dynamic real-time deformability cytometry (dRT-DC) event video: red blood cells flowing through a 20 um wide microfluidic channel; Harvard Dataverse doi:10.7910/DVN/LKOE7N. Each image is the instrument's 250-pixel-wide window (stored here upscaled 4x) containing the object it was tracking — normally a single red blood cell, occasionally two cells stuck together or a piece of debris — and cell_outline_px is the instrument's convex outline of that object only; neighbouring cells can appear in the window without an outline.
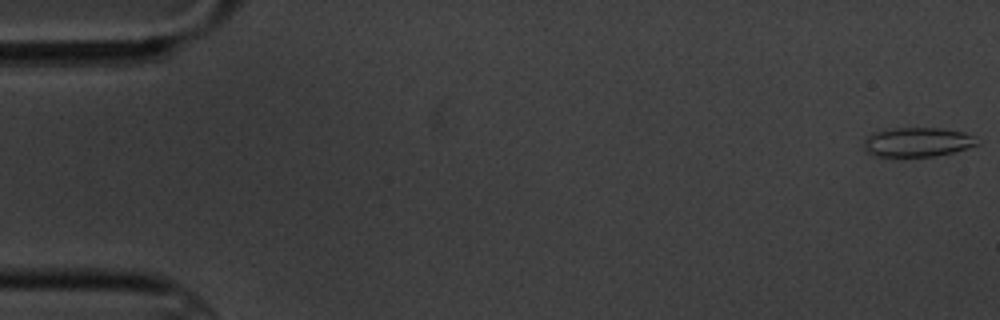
{"species": "common noctule bat (a hibernating species)", "species_latin": "Nyctalus noctula", "temperature_condition": "cold", "stored_images_in_passage": 15, "camera_frame_rate_fps": 3000, "um_per_image_px": 0.085, "animal": {"sex": "male", "body_mass_g": 20.1, "forearm_length_mm": 53.5}, "frame": {"image": 1, "passage_image": 1, "time_ms": 0.0, "image_size_px": [1000, 320], "cell_outline_px": [[980, 144], [952, 152], [936, 156], [876, 156], [864, 152], [864, 140], [872, 132], [892, 128], [940, 128], [964, 132], [972, 136]], "centroid_in_image_um": [77.93, 12.07], "position_along_channel_um": 7.1, "area_um2": 19.31}}
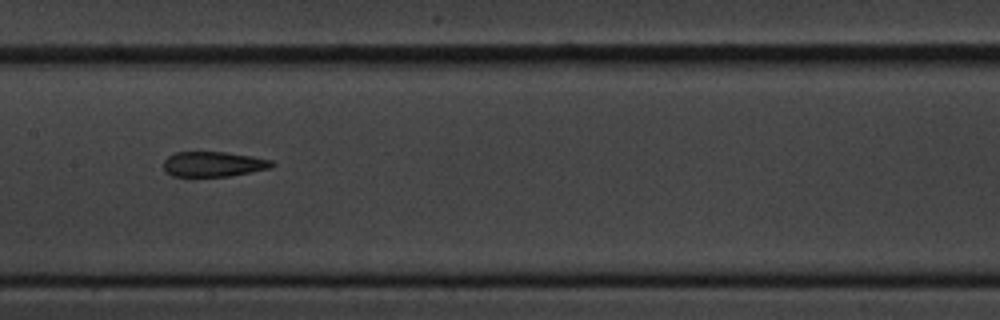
{"frame": {"image": 2, "passage_image": 8, "time_ms": 9.333, "image_size_px": [1000, 320], "cell_outline_px": [[276, 164], [272, 168], [228, 176], [172, 176], [164, 172], [164, 160], [168, 156], [176, 152], [224, 152], [252, 156], [272, 160]], "centroid_in_image_um": [18.14, 13.95], "position_along_channel_um": 189.3, "area_um2": 15.9}}
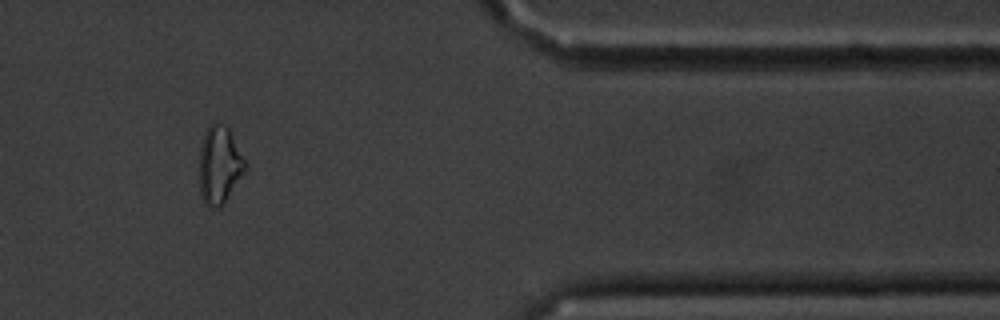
{"frame": {"image": 3, "passage_image": 13, "time_ms": 16.0, "image_size_px": [1000, 320], "cell_outline_px": [[248, 168], [224, 204], [220, 208], [208, 208], [204, 204], [200, 196], [200, 148], [204, 132], [208, 124], [216, 120], [224, 124], [228, 128], [248, 164]], "centroid_in_image_um": [18.66, 14.03], "position_along_channel_um": 392.7, "area_um2": 21.39}, "authors_computed_cell_mechanics": {"area_um2": 17.2244, "velocity_mm_per_s": 3.4373, "shape_relaxation_time_tau1_ms": 6.7165, "shape_relaxation_time_tau2_ms": 3.8549, "deformation_change_tau1": 0.1879, "deformation_change_tau2": 0.1443}}